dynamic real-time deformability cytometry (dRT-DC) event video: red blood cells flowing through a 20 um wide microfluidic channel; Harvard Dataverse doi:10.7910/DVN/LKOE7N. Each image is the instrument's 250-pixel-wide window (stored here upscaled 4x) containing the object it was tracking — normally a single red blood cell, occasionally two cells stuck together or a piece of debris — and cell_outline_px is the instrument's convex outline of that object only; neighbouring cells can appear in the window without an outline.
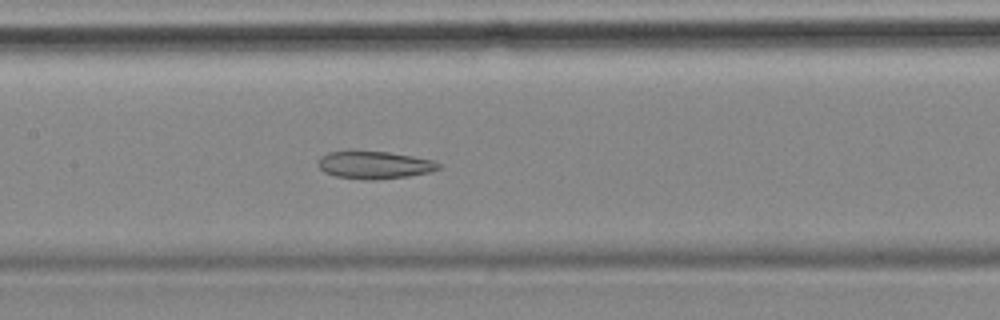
{"species": "common noctule bat (a hibernating species)", "species_latin": "Nyctalus noctula", "temperature_condition": "cold", "stored_images_in_passage": 40, "camera_frame_rate_fps": 3000, "um_per_image_px": 0.085, "animal": {"sex": "female", "body_mass_g": 18.4}, "frame": {"image": 1, "passage_image": 10, "time_ms": 3.0, "image_size_px": [1000, 320], "cell_outline_px": [[440, 168], [428, 172], [408, 176], [376, 180], [368, 180], [336, 176], [324, 172], [316, 164], [316, 160], [320, 156], [328, 152], [352, 148], [388, 152], [412, 156], [432, 160], [440, 164]], "centroid_in_image_um": [31.72, 13.98], "position_along_channel_um": 175.7, "area_um2": 20.0}}
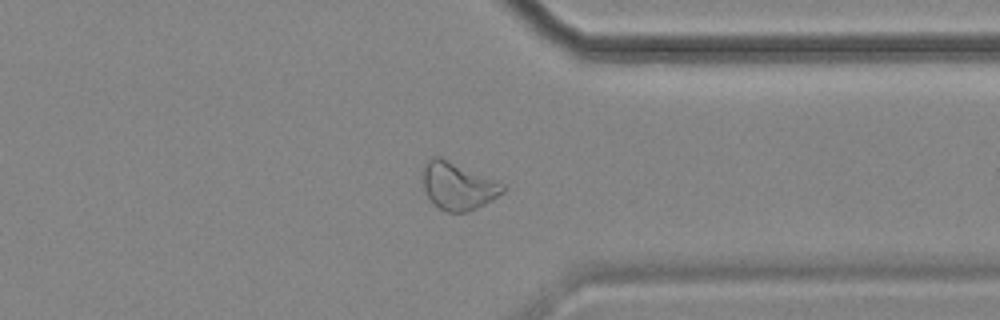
{"frame": {"image": 2, "passage_image": 27, "time_ms": 8.667, "image_size_px": [1000, 320], "cell_outline_px": [[508, 188], [504, 192], [492, 200], [476, 208], [464, 212], [448, 212], [440, 208], [428, 196], [424, 188], [424, 164], [432, 156], [440, 156], [504, 184]], "centroid_in_image_um": [38.95, 15.8], "position_along_channel_um": 372.4, "area_um2": 21.73}}
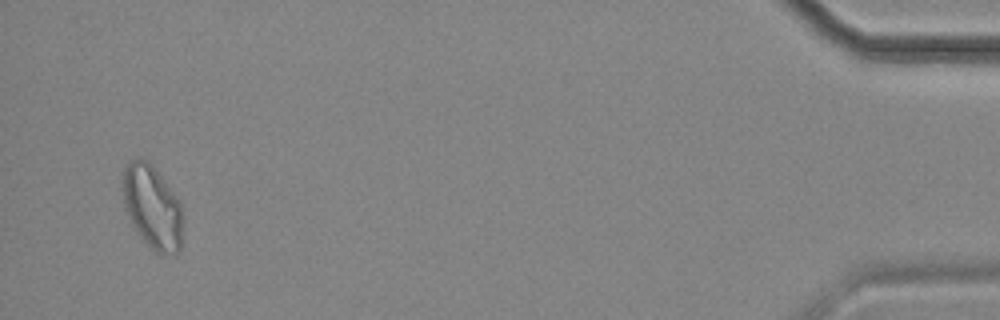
{"frame": {"image": 3, "passage_image": 38, "time_ms": 12.333, "image_size_px": [1000, 320], "cell_outline_px": [[184, 220], [180, 252], [176, 256], [160, 256], [136, 232], [124, 208], [120, 188], [120, 180], [124, 168], [132, 160], [148, 160], [180, 200], [184, 212]], "centroid_in_image_um": [12.97, 17.65], "position_along_channel_um": 422.2, "area_um2": 30.29}, "authors_computed_cell_mechanics": {"area_um2": 20.8658, "velocity_mm_per_s": 3.5343, "shape_relaxation_time_tau1_ms": null, "shape_relaxation_time_tau2_ms": 4.4162, "deformation_change_tau1": null, "deformation_change_tau2": 0.1209}}